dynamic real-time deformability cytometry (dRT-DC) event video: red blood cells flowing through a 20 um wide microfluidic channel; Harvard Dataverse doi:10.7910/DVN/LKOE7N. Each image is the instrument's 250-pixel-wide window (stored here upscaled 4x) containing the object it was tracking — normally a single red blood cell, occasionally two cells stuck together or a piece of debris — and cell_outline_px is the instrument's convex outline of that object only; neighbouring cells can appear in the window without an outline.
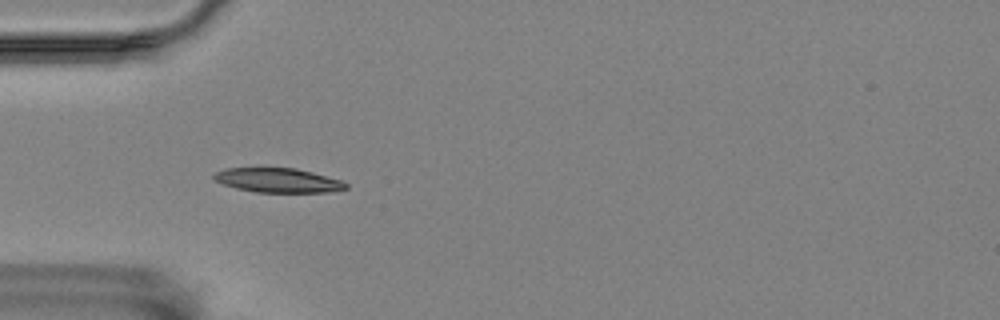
{"species": "Egyptian fruit bat (a non-hibernating species)", "species_latin": "Rousettus aegyptiacus", "temperature_condition": "room temperature", "stored_images_in_passage": 38, "camera_frame_rate_fps": 3000, "um_per_image_px": 0.085, "animal": {"sex": "female"}, "frame": {"image": 1, "passage_image": 5, "time_ms": 1.333, "image_size_px": [1000, 320], "cell_outline_px": [[348, 188], [328, 192], [256, 192], [236, 188], [224, 184], [216, 180], [212, 176], [216, 172], [224, 168], [260, 164], [296, 168], [312, 172], [340, 180], [348, 184]], "centroid_in_image_um": [23.55, 15.26], "position_along_channel_um": 61.4, "area_um2": 19.59}}
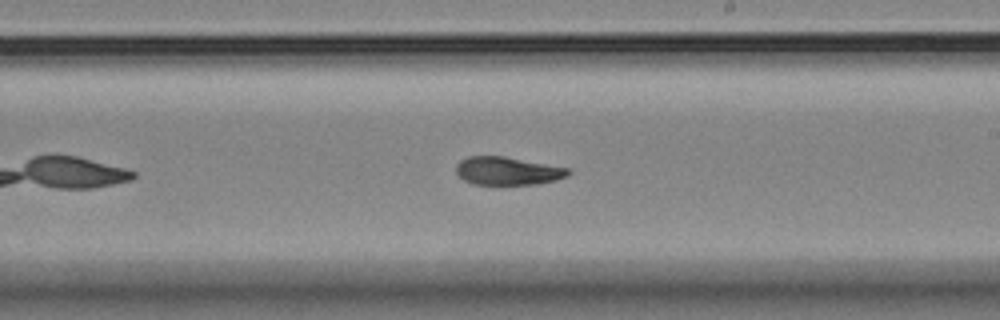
{"frame": {"image": 2, "passage_image": 21, "time_ms": 6.667, "image_size_px": [1000, 320], "cell_outline_px": [[572, 172], [568, 176], [556, 180], [536, 184], [472, 184], [464, 180], [456, 172], [456, 164], [460, 160], [468, 156], [504, 156], [568, 168]], "centroid_in_image_um": [43.14, 14.52], "position_along_channel_um": 245.9, "area_um2": 18.32}}
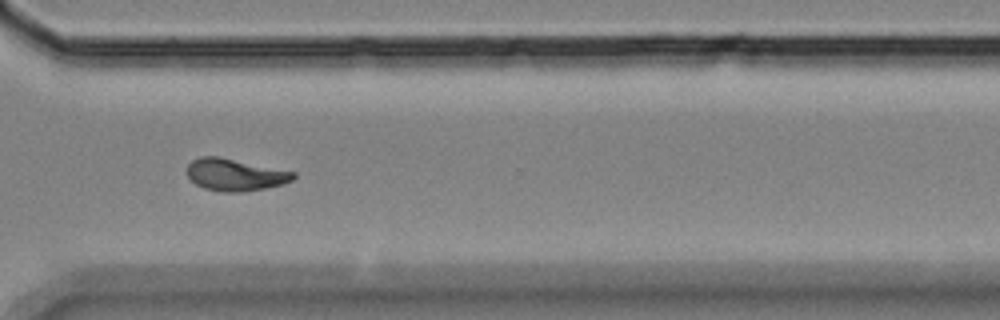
{"frame": {"image": 3, "passage_image": 30, "time_ms": 9.667, "image_size_px": [1000, 320], "cell_outline_px": [[296, 176], [292, 180], [284, 184], [244, 192], [220, 192], [204, 188], [196, 184], [184, 172], [188, 164], [192, 160], [200, 156], [220, 156], [296, 172]], "centroid_in_image_um": [19.96, 14.84], "position_along_channel_um": 350.6, "area_um2": 20.17}, "authors_computed_cell_mechanics": {"area_um2": 19.363, "velocity_mm_per_s": 3.4916, "shape_relaxation_time_tau1_ms": 9.8375, "shape_relaxation_time_tau2_ms": 2.6436, "deformation_change_tau1": 0.2202, "deformation_change_tau2": 0.0814}}